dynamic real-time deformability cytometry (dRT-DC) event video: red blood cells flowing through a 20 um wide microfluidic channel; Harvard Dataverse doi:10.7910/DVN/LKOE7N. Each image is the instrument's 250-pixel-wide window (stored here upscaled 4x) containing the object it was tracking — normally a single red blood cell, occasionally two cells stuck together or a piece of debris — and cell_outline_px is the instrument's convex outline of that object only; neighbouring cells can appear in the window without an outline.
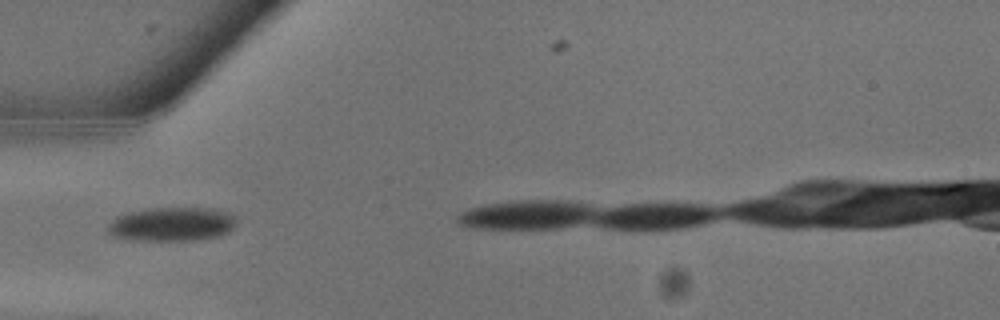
{"species": "common noctule bat (a hibernating species)", "species_latin": "Nyctalus noctula", "temperature_condition": "warm", "stored_images_in_passage": 3, "segment_of_instrument_passage": [1, 2], "camera_frame_rate_fps": 3000, "um_per_image_px": 0.085, "animal": {"sex": "male", "body_mass_g": 13.3}, "frame": {"image": 1, "passage_image": 1, "time_ms": 0.0, "image_size_px": [1000, 320], "cell_outline_px": [[236, 224], [228, 232], [220, 236], [192, 240], [140, 240], [112, 236], [108, 232], [108, 224], [116, 216], [128, 212], [148, 208], [212, 208], [224, 212], [232, 216], [236, 220]], "centroid_in_image_um": [14.58, 19.05], "position_along_channel_um": 70.4, "area_um2": 25.26}}